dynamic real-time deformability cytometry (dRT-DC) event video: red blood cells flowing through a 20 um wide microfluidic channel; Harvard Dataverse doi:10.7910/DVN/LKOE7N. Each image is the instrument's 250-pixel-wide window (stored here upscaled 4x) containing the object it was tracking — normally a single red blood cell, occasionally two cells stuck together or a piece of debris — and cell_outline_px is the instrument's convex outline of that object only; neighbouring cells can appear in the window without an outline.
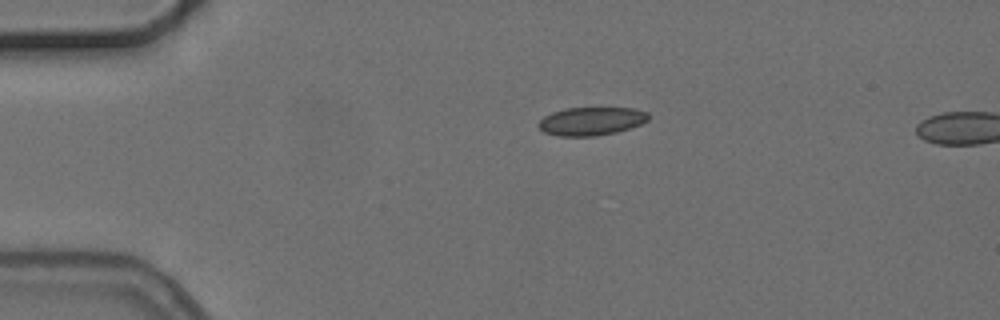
{"species": "common noctule bat (a hibernating species)", "species_latin": "Nyctalus noctula", "temperature_condition": "cold", "stored_images_in_passage": 3, "camera_frame_rate_fps": 3000, "um_per_image_px": 0.085, "animal": {"sex": "female", "body_mass_g": 24.6, "forearm_length_mm": 56.2}, "frame": {"image": 1, "passage_image": 1, "time_ms": 0.0, "image_size_px": [1000, 320], "cell_outline_px": [[652, 116], [648, 120], [640, 124], [616, 132], [596, 136], [560, 136], [544, 132], [536, 124], [544, 116], [552, 112], [564, 108], [636, 108], [648, 112]], "centroid_in_image_um": [50.27, 10.29], "position_along_channel_um": 34.7, "area_um2": 18.21}}